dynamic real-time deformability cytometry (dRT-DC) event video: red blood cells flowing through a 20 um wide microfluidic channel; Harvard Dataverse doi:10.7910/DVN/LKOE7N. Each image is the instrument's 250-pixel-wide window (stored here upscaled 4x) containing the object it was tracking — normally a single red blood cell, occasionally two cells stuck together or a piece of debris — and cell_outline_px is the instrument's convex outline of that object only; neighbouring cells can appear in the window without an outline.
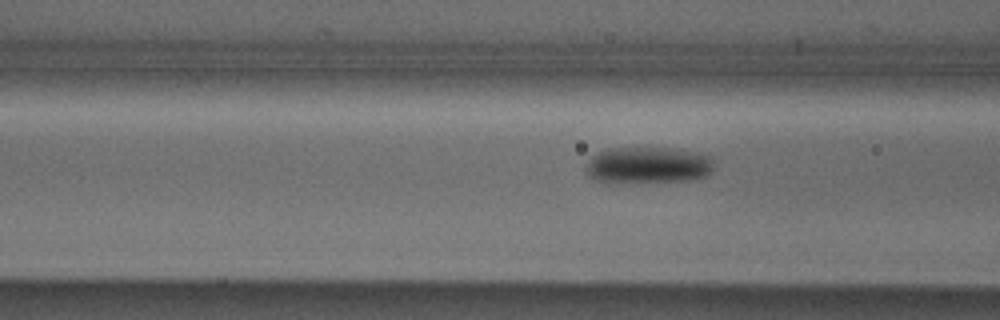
{"species": "Egyptian fruit bat (a non-hibernating species)", "species_latin": "Rousettus aegyptiacus", "temperature_condition": "cold", "stored_images_in_passage": 3, "camera_frame_rate_fps": 3000, "um_per_image_px": 0.085, "animal": {"sex": "male"}, "frame": {"image": 1, "passage_image": 3, "time_ms": 3.0, "image_size_px": [1000, 320], "cell_outline_px": [[712, 172], [708, 176], [688, 180], [608, 184], [596, 180], [588, 176], [584, 168], [588, 160], [592, 156], [608, 148], [676, 148], [696, 152], [712, 156]], "centroid_in_image_um": [55.05, 14.06], "position_along_channel_um": 111.6, "area_um2": 27.92}}